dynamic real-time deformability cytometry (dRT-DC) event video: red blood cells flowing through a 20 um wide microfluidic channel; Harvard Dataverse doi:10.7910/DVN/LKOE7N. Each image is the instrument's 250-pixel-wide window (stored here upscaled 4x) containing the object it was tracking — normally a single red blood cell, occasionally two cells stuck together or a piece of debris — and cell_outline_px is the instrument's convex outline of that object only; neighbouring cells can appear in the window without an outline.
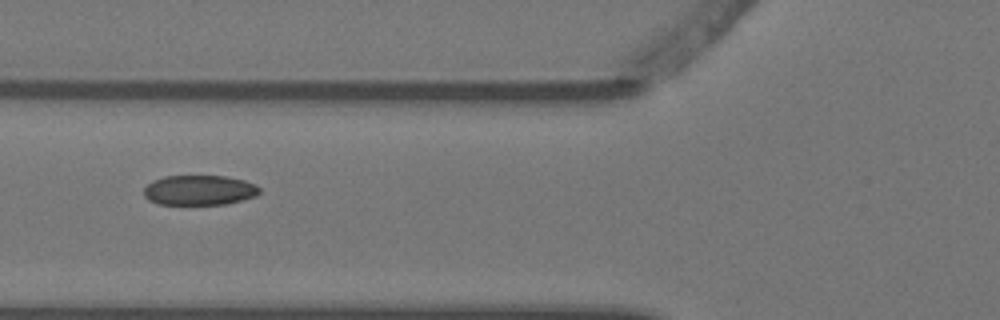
{"species": "Egyptian fruit bat (a non-hibernating species)", "species_latin": "Rousettus aegyptiacus", "temperature_condition": "warm", "stored_images_in_passage": 3, "camera_frame_rate_fps": 3000, "um_per_image_px": 0.085, "animal": {"sex": "female"}, "frame": {"image": 1, "passage_image": 2, "time_ms": 0.333, "image_size_px": [1000, 320], "cell_outline_px": [[260, 192], [256, 196], [224, 204], [160, 204], [148, 200], [144, 196], [144, 188], [152, 180], [164, 176], [224, 176], [244, 180], [256, 184], [260, 188]], "centroid_in_image_um": [16.93, 16.16], "position_along_channel_um": 108.9, "area_um2": 20.17}}
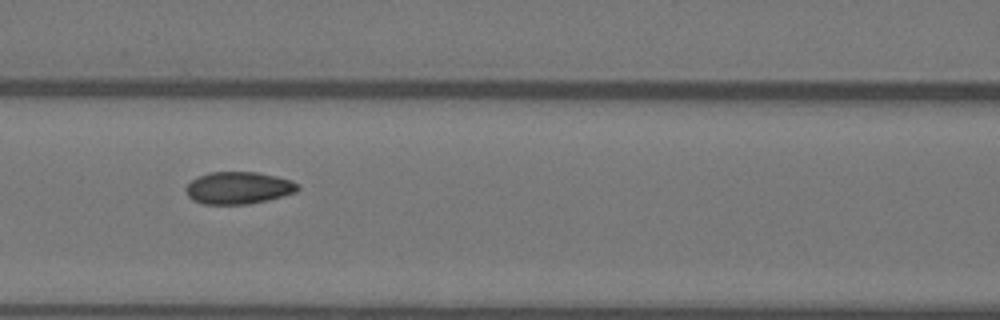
{"frame": {"image": 2, "passage_image": 3, "time_ms": 0.667, "image_size_px": [1000, 320], "cell_outline_px": [[300, 188], [296, 192], [268, 200], [248, 204], [204, 204], [192, 200], [188, 196], [184, 188], [192, 180], [200, 176], [212, 172], [256, 172], [276, 176], [300, 184]], "centroid_in_image_um": [20.27, 15.98], "position_along_channel_um": 146.3, "area_um2": 20.92}}